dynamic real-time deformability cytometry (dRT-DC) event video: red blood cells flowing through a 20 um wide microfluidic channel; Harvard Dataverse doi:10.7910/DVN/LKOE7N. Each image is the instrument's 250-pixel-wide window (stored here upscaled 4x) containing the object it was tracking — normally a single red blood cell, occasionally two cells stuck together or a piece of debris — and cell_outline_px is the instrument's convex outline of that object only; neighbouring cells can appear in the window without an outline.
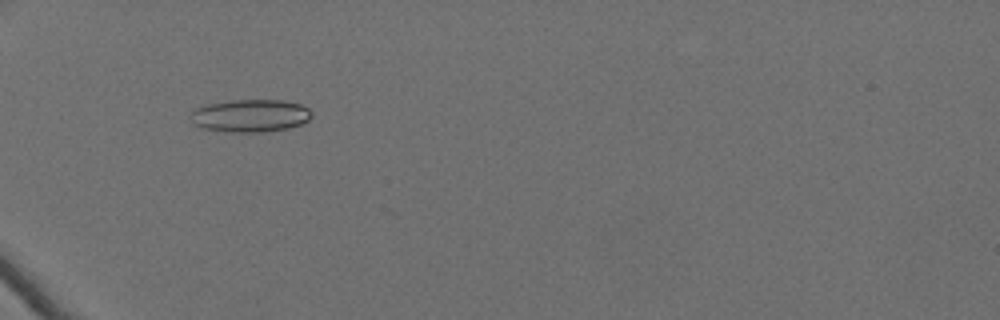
{"species": "Egyptian fruit bat (a non-hibernating species)", "species_latin": "Rousettus aegyptiacus", "temperature_condition": "cold", "stored_images_in_passage": 24, "camera_frame_rate_fps": 3000, "um_per_image_px": 0.085, "animal": {"sex": "female"}, "frame": {"image": 1, "passage_image": 7, "time_ms": 2.0, "image_size_px": [1000, 320], "cell_outline_px": [[312, 116], [308, 120], [300, 124], [288, 128], [264, 132], [232, 132], [204, 128], [192, 124], [188, 116], [196, 108], [208, 104], [232, 100], [284, 100], [300, 104], [308, 108], [312, 112]], "centroid_in_image_um": [21.27, 9.83], "position_along_channel_um": 63.7, "area_um2": 23.12}}
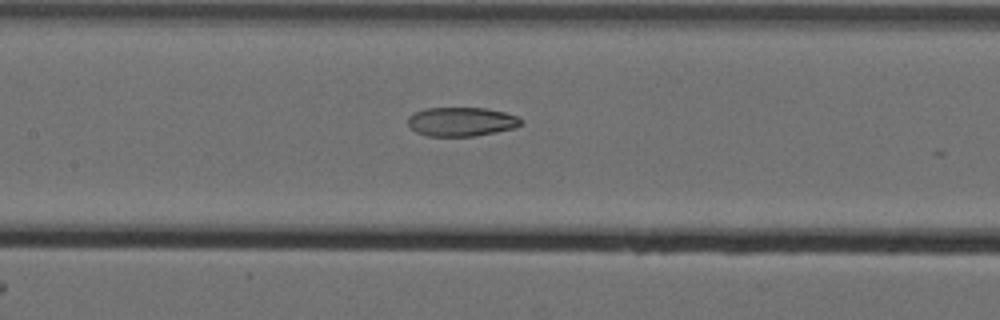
{"frame": {"image": 2, "passage_image": 17, "time_ms": 5.333, "image_size_px": [1000, 320], "cell_outline_px": [[524, 120], [516, 128], [476, 136], [428, 136], [416, 132], [408, 124], [408, 116], [412, 112], [424, 108], [488, 108], [504, 112], [516, 116]], "centroid_in_image_um": [39.21, 10.34], "position_along_channel_um": 168.2, "area_um2": 19.31}}
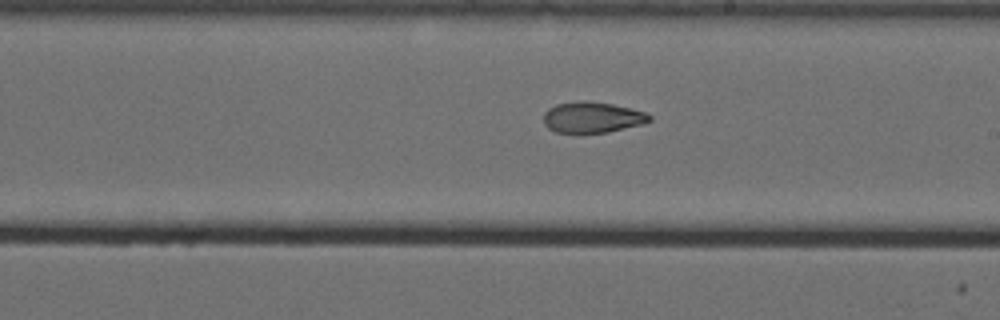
{"frame": {"image": 3, "passage_image": 23, "time_ms": 7.333, "image_size_px": [1000, 320], "cell_outline_px": [[652, 120], [644, 124], [608, 132], [556, 132], [548, 128], [544, 124], [544, 112], [548, 108], [556, 104], [580, 100], [612, 104], [648, 112], [652, 116]], "centroid_in_image_um": [50.38, 9.96], "position_along_channel_um": 238.6, "area_um2": 19.13}}